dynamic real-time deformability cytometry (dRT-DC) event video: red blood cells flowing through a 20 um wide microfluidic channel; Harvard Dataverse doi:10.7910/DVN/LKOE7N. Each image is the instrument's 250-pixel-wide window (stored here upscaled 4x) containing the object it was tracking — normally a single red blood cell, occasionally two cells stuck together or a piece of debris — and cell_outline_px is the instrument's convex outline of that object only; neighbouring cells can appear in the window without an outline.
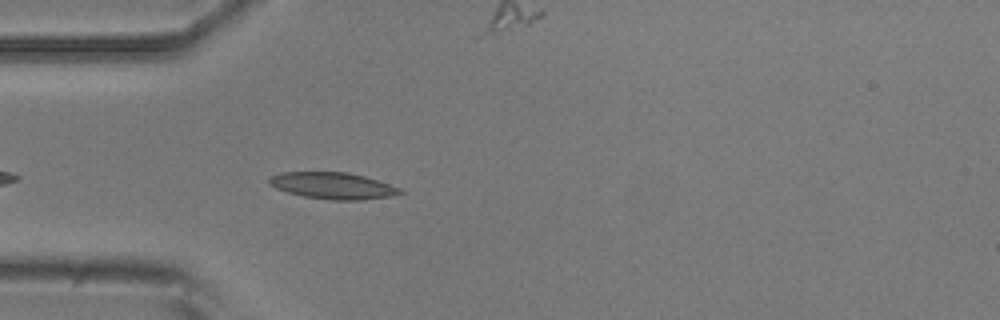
{"species": "common noctule bat (a hibernating species)", "species_latin": "Nyctalus noctula", "temperature_condition": "room temperature", "stored_images_in_passage": 10, "camera_frame_rate_fps": 3000, "um_per_image_px": 0.085, "animal": {"sex": "male", "body_mass_g": 20.5, "forearm_length_mm": 52.5}, "frame": {"image": 1, "passage_image": 6, "time_ms": 1.667, "image_size_px": [1000, 320], "cell_outline_px": [[404, 192], [388, 196], [360, 200], [328, 200], [304, 196], [288, 192], [276, 188], [268, 184], [268, 180], [272, 176], [280, 172], [348, 172], [364, 176], [400, 188]], "centroid_in_image_um": [28.25, 15.78], "position_along_channel_um": 56.8, "area_um2": 20.06}}